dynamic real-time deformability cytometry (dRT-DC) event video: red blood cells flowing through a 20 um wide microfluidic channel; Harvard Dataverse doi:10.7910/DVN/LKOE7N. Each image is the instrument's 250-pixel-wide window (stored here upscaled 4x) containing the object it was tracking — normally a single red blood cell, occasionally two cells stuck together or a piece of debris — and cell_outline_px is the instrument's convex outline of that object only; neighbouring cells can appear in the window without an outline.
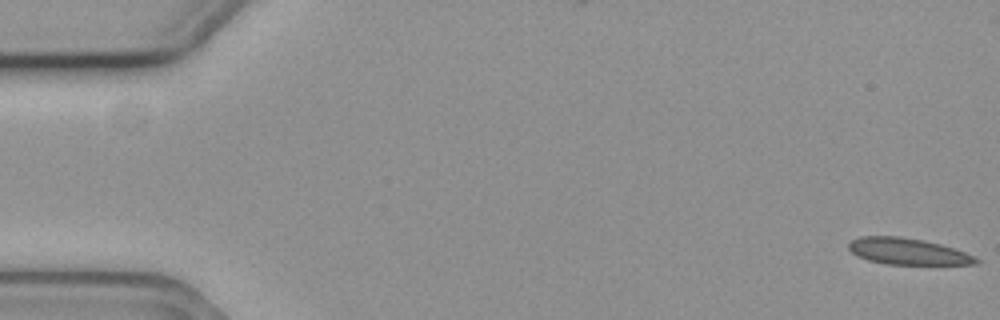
{"species": "common noctule bat (a hibernating species)", "species_latin": "Nyctalus noctula", "temperature_condition": "cold", "stored_images_in_passage": 7, "camera_frame_rate_fps": 3000, "um_per_image_px": 0.085, "animal": {"sex": "female", "body_mass_g": 19.3, "forearm_length_mm": 54.1}, "frame": {"image": 1, "passage_image": 1, "time_ms": 0.0, "image_size_px": [1000, 320], "cell_outline_px": [[980, 260], [976, 264], [888, 264], [868, 260], [856, 256], [848, 248], [848, 244], [852, 240], [860, 236], [900, 236], [940, 244], [964, 252]], "centroid_in_image_um": [77.09, 21.37], "position_along_channel_um": 7.9, "area_um2": 19.31}}
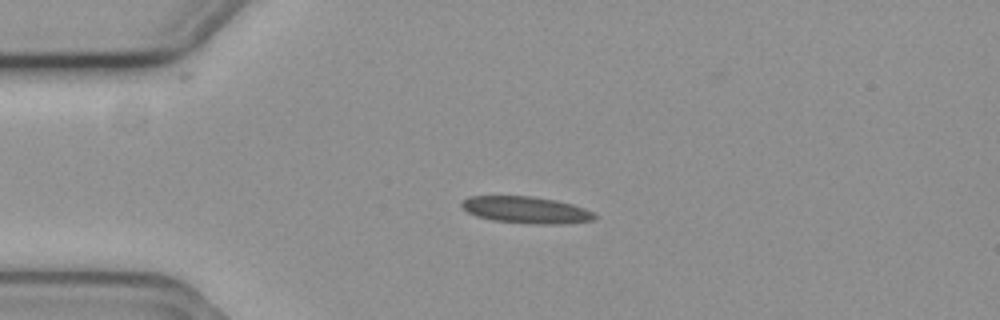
{"frame": {"image": 2, "passage_image": 5, "time_ms": 1.333, "image_size_px": [1000, 320], "cell_outline_px": [[596, 216], [592, 220], [564, 224], [536, 224], [492, 220], [476, 216], [468, 212], [460, 204], [460, 200], [468, 196], [532, 196], [556, 200], [572, 204], [584, 208], [592, 212]], "centroid_in_image_um": [44.68, 17.83], "position_along_channel_um": 40.3, "area_um2": 20.75}}
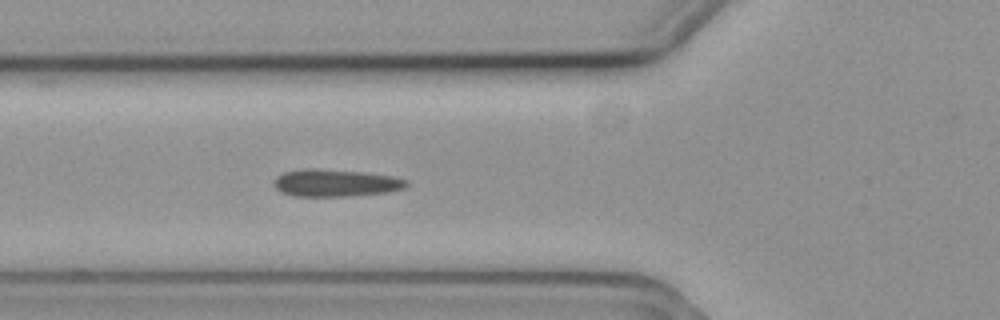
{"frame": {"image": 3, "passage_image": 7, "time_ms": 2.0, "image_size_px": [1000, 320], "cell_outline_px": [[408, 184], [404, 188], [388, 192], [352, 196], [292, 196], [280, 192], [276, 188], [272, 180], [276, 176], [284, 172], [304, 168], [316, 168], [364, 172], [392, 176], [408, 180]], "centroid_in_image_um": [28.49, 15.55], "position_along_channel_um": 97.3, "area_um2": 21.33}}